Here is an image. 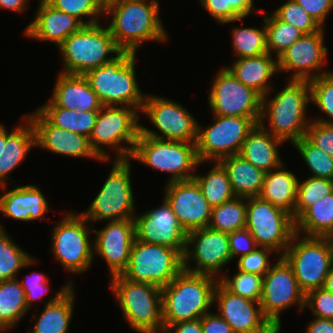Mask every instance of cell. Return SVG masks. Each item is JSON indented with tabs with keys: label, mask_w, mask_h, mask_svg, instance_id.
Instances as JSON below:
<instances>
[{
	"label": "cell",
	"mask_w": 333,
	"mask_h": 333,
	"mask_svg": "<svg viewBox=\"0 0 333 333\" xmlns=\"http://www.w3.org/2000/svg\"><path fill=\"white\" fill-rule=\"evenodd\" d=\"M159 5L154 0H123L104 9V16L110 17V34L122 51L137 54L143 42L169 39L159 16Z\"/></svg>",
	"instance_id": "obj_1"
},
{
	"label": "cell",
	"mask_w": 333,
	"mask_h": 333,
	"mask_svg": "<svg viewBox=\"0 0 333 333\" xmlns=\"http://www.w3.org/2000/svg\"><path fill=\"white\" fill-rule=\"evenodd\" d=\"M288 80L282 90L271 89L262 97L259 124L284 143H294L305 137L310 121L307 119V105L310 104V84L306 80ZM266 121L267 126H266Z\"/></svg>",
	"instance_id": "obj_2"
},
{
	"label": "cell",
	"mask_w": 333,
	"mask_h": 333,
	"mask_svg": "<svg viewBox=\"0 0 333 333\" xmlns=\"http://www.w3.org/2000/svg\"><path fill=\"white\" fill-rule=\"evenodd\" d=\"M219 279L183 269L168 285L162 287L164 330L171 324L201 318L210 312L214 290Z\"/></svg>",
	"instance_id": "obj_3"
},
{
	"label": "cell",
	"mask_w": 333,
	"mask_h": 333,
	"mask_svg": "<svg viewBox=\"0 0 333 333\" xmlns=\"http://www.w3.org/2000/svg\"><path fill=\"white\" fill-rule=\"evenodd\" d=\"M136 56L130 51H121L84 75L103 106H128L141 111L146 94L143 95L138 85Z\"/></svg>",
	"instance_id": "obj_4"
},
{
	"label": "cell",
	"mask_w": 333,
	"mask_h": 333,
	"mask_svg": "<svg viewBox=\"0 0 333 333\" xmlns=\"http://www.w3.org/2000/svg\"><path fill=\"white\" fill-rule=\"evenodd\" d=\"M139 112L133 107L115 105L98 111L89 143L101 160L110 161L107 146L115 150L114 159H130L140 133Z\"/></svg>",
	"instance_id": "obj_5"
},
{
	"label": "cell",
	"mask_w": 333,
	"mask_h": 333,
	"mask_svg": "<svg viewBox=\"0 0 333 333\" xmlns=\"http://www.w3.org/2000/svg\"><path fill=\"white\" fill-rule=\"evenodd\" d=\"M110 289L123 319L139 333H163L162 288L133 282L122 275L112 277Z\"/></svg>",
	"instance_id": "obj_6"
},
{
	"label": "cell",
	"mask_w": 333,
	"mask_h": 333,
	"mask_svg": "<svg viewBox=\"0 0 333 333\" xmlns=\"http://www.w3.org/2000/svg\"><path fill=\"white\" fill-rule=\"evenodd\" d=\"M65 74L85 75L112 60L122 50L116 45L109 28L95 23L84 25L58 46ZM112 54V55H110Z\"/></svg>",
	"instance_id": "obj_7"
},
{
	"label": "cell",
	"mask_w": 333,
	"mask_h": 333,
	"mask_svg": "<svg viewBox=\"0 0 333 333\" xmlns=\"http://www.w3.org/2000/svg\"><path fill=\"white\" fill-rule=\"evenodd\" d=\"M130 160L171 174L166 183L193 179L199 165L208 163L199 161L195 143L161 140L141 133Z\"/></svg>",
	"instance_id": "obj_8"
},
{
	"label": "cell",
	"mask_w": 333,
	"mask_h": 333,
	"mask_svg": "<svg viewBox=\"0 0 333 333\" xmlns=\"http://www.w3.org/2000/svg\"><path fill=\"white\" fill-rule=\"evenodd\" d=\"M282 257L291 266L299 288L308 292L324 287L333 265V244L328 237L294 233Z\"/></svg>",
	"instance_id": "obj_9"
},
{
	"label": "cell",
	"mask_w": 333,
	"mask_h": 333,
	"mask_svg": "<svg viewBox=\"0 0 333 333\" xmlns=\"http://www.w3.org/2000/svg\"><path fill=\"white\" fill-rule=\"evenodd\" d=\"M108 178L86 211L80 214L90 223L133 219L135 200L131 182V160L112 159Z\"/></svg>",
	"instance_id": "obj_10"
},
{
	"label": "cell",
	"mask_w": 333,
	"mask_h": 333,
	"mask_svg": "<svg viewBox=\"0 0 333 333\" xmlns=\"http://www.w3.org/2000/svg\"><path fill=\"white\" fill-rule=\"evenodd\" d=\"M90 225L77 211H68L51 230L50 250L63 269L72 275L83 274L93 263V242L89 238L93 228Z\"/></svg>",
	"instance_id": "obj_11"
},
{
	"label": "cell",
	"mask_w": 333,
	"mask_h": 333,
	"mask_svg": "<svg viewBox=\"0 0 333 333\" xmlns=\"http://www.w3.org/2000/svg\"><path fill=\"white\" fill-rule=\"evenodd\" d=\"M183 270V256L164 245L134 240L130 259L122 276L133 282L164 287Z\"/></svg>",
	"instance_id": "obj_12"
},
{
	"label": "cell",
	"mask_w": 333,
	"mask_h": 333,
	"mask_svg": "<svg viewBox=\"0 0 333 333\" xmlns=\"http://www.w3.org/2000/svg\"><path fill=\"white\" fill-rule=\"evenodd\" d=\"M213 124L198 123L196 152L199 161L214 162L239 154L249 132L259 119L213 115Z\"/></svg>",
	"instance_id": "obj_13"
},
{
	"label": "cell",
	"mask_w": 333,
	"mask_h": 333,
	"mask_svg": "<svg viewBox=\"0 0 333 333\" xmlns=\"http://www.w3.org/2000/svg\"><path fill=\"white\" fill-rule=\"evenodd\" d=\"M245 228L258 247L270 248L282 256L295 233V221L284 209L256 196L247 198Z\"/></svg>",
	"instance_id": "obj_14"
},
{
	"label": "cell",
	"mask_w": 333,
	"mask_h": 333,
	"mask_svg": "<svg viewBox=\"0 0 333 333\" xmlns=\"http://www.w3.org/2000/svg\"><path fill=\"white\" fill-rule=\"evenodd\" d=\"M179 103L157 95H146L141 112L147 115L158 133L142 124L140 133L161 140L196 143L198 121Z\"/></svg>",
	"instance_id": "obj_15"
},
{
	"label": "cell",
	"mask_w": 333,
	"mask_h": 333,
	"mask_svg": "<svg viewBox=\"0 0 333 333\" xmlns=\"http://www.w3.org/2000/svg\"><path fill=\"white\" fill-rule=\"evenodd\" d=\"M260 305L264 316L281 332L280 315L287 308L296 306L303 311L305 294L299 288L297 279L288 262L280 256L263 276Z\"/></svg>",
	"instance_id": "obj_16"
},
{
	"label": "cell",
	"mask_w": 333,
	"mask_h": 333,
	"mask_svg": "<svg viewBox=\"0 0 333 333\" xmlns=\"http://www.w3.org/2000/svg\"><path fill=\"white\" fill-rule=\"evenodd\" d=\"M211 82L208 104L213 115L260 119L262 96L221 67Z\"/></svg>",
	"instance_id": "obj_17"
},
{
	"label": "cell",
	"mask_w": 333,
	"mask_h": 333,
	"mask_svg": "<svg viewBox=\"0 0 333 333\" xmlns=\"http://www.w3.org/2000/svg\"><path fill=\"white\" fill-rule=\"evenodd\" d=\"M232 261L228 233L209 227L187 233L186 250L183 255V269L216 278L222 277V268ZM195 263V267L189 264ZM220 274V275H219Z\"/></svg>",
	"instance_id": "obj_18"
},
{
	"label": "cell",
	"mask_w": 333,
	"mask_h": 333,
	"mask_svg": "<svg viewBox=\"0 0 333 333\" xmlns=\"http://www.w3.org/2000/svg\"><path fill=\"white\" fill-rule=\"evenodd\" d=\"M325 29L309 34H303L287 50L278 61L279 74L292 72L289 80H306L318 78L330 72L323 70L327 58L328 48L324 44ZM294 71V72H293Z\"/></svg>",
	"instance_id": "obj_19"
},
{
	"label": "cell",
	"mask_w": 333,
	"mask_h": 333,
	"mask_svg": "<svg viewBox=\"0 0 333 333\" xmlns=\"http://www.w3.org/2000/svg\"><path fill=\"white\" fill-rule=\"evenodd\" d=\"M135 239L147 244L176 249L182 256L186 250L187 232L178 223L173 210L163 198L157 208L134 216Z\"/></svg>",
	"instance_id": "obj_20"
},
{
	"label": "cell",
	"mask_w": 333,
	"mask_h": 333,
	"mask_svg": "<svg viewBox=\"0 0 333 333\" xmlns=\"http://www.w3.org/2000/svg\"><path fill=\"white\" fill-rule=\"evenodd\" d=\"M213 305L234 333H280L264 316L259 302L231 293L220 282L214 290Z\"/></svg>",
	"instance_id": "obj_21"
},
{
	"label": "cell",
	"mask_w": 333,
	"mask_h": 333,
	"mask_svg": "<svg viewBox=\"0 0 333 333\" xmlns=\"http://www.w3.org/2000/svg\"><path fill=\"white\" fill-rule=\"evenodd\" d=\"M164 189V199L187 233L208 227L212 207L194 179L169 182Z\"/></svg>",
	"instance_id": "obj_22"
},
{
	"label": "cell",
	"mask_w": 333,
	"mask_h": 333,
	"mask_svg": "<svg viewBox=\"0 0 333 333\" xmlns=\"http://www.w3.org/2000/svg\"><path fill=\"white\" fill-rule=\"evenodd\" d=\"M93 241L94 260L101 256L109 268L110 278L122 275L126 270L131 248L135 240L134 219L107 222L101 230H95Z\"/></svg>",
	"instance_id": "obj_23"
},
{
	"label": "cell",
	"mask_w": 333,
	"mask_h": 333,
	"mask_svg": "<svg viewBox=\"0 0 333 333\" xmlns=\"http://www.w3.org/2000/svg\"><path fill=\"white\" fill-rule=\"evenodd\" d=\"M26 116L33 123L36 133V147L55 154L77 158L101 160L92 150L89 138L50 124L37 110Z\"/></svg>",
	"instance_id": "obj_24"
},
{
	"label": "cell",
	"mask_w": 333,
	"mask_h": 333,
	"mask_svg": "<svg viewBox=\"0 0 333 333\" xmlns=\"http://www.w3.org/2000/svg\"><path fill=\"white\" fill-rule=\"evenodd\" d=\"M38 5L32 22L23 31L26 37L48 41L58 47L84 26L77 18L54 8L46 0H39Z\"/></svg>",
	"instance_id": "obj_25"
},
{
	"label": "cell",
	"mask_w": 333,
	"mask_h": 333,
	"mask_svg": "<svg viewBox=\"0 0 333 333\" xmlns=\"http://www.w3.org/2000/svg\"><path fill=\"white\" fill-rule=\"evenodd\" d=\"M4 193L0 195V213L14 220L30 222L43 220L48 208L44 193L36 185H17L8 189L7 185L0 186Z\"/></svg>",
	"instance_id": "obj_26"
},
{
	"label": "cell",
	"mask_w": 333,
	"mask_h": 333,
	"mask_svg": "<svg viewBox=\"0 0 333 333\" xmlns=\"http://www.w3.org/2000/svg\"><path fill=\"white\" fill-rule=\"evenodd\" d=\"M72 281L66 282L45 302L39 316L33 317L35 324L32 331L28 330L27 333H68L76 301Z\"/></svg>",
	"instance_id": "obj_27"
},
{
	"label": "cell",
	"mask_w": 333,
	"mask_h": 333,
	"mask_svg": "<svg viewBox=\"0 0 333 333\" xmlns=\"http://www.w3.org/2000/svg\"><path fill=\"white\" fill-rule=\"evenodd\" d=\"M50 100L61 108L78 112L99 111L103 105L84 75L59 72Z\"/></svg>",
	"instance_id": "obj_28"
},
{
	"label": "cell",
	"mask_w": 333,
	"mask_h": 333,
	"mask_svg": "<svg viewBox=\"0 0 333 333\" xmlns=\"http://www.w3.org/2000/svg\"><path fill=\"white\" fill-rule=\"evenodd\" d=\"M22 122L9 133L6 129V143L0 153V186L7 185L9 174L16 167H19L31 149L36 147V133L33 123L26 114L22 116Z\"/></svg>",
	"instance_id": "obj_29"
},
{
	"label": "cell",
	"mask_w": 333,
	"mask_h": 333,
	"mask_svg": "<svg viewBox=\"0 0 333 333\" xmlns=\"http://www.w3.org/2000/svg\"><path fill=\"white\" fill-rule=\"evenodd\" d=\"M283 143L258 123L246 137L239 155L265 173L270 172L284 163L278 152Z\"/></svg>",
	"instance_id": "obj_30"
},
{
	"label": "cell",
	"mask_w": 333,
	"mask_h": 333,
	"mask_svg": "<svg viewBox=\"0 0 333 333\" xmlns=\"http://www.w3.org/2000/svg\"><path fill=\"white\" fill-rule=\"evenodd\" d=\"M269 53L256 57L235 59L227 68L244 85L254 89L262 97L273 89L270 78L278 75V61Z\"/></svg>",
	"instance_id": "obj_31"
},
{
	"label": "cell",
	"mask_w": 333,
	"mask_h": 333,
	"mask_svg": "<svg viewBox=\"0 0 333 333\" xmlns=\"http://www.w3.org/2000/svg\"><path fill=\"white\" fill-rule=\"evenodd\" d=\"M285 168L283 163L279 168L265 173L259 197L284 209L294 220L298 178Z\"/></svg>",
	"instance_id": "obj_32"
},
{
	"label": "cell",
	"mask_w": 333,
	"mask_h": 333,
	"mask_svg": "<svg viewBox=\"0 0 333 333\" xmlns=\"http://www.w3.org/2000/svg\"><path fill=\"white\" fill-rule=\"evenodd\" d=\"M218 162L227 171L236 197L259 196L265 176L263 170L256 168L239 154L223 157Z\"/></svg>",
	"instance_id": "obj_33"
},
{
	"label": "cell",
	"mask_w": 333,
	"mask_h": 333,
	"mask_svg": "<svg viewBox=\"0 0 333 333\" xmlns=\"http://www.w3.org/2000/svg\"><path fill=\"white\" fill-rule=\"evenodd\" d=\"M295 232L328 237L333 232V193L309 206L296 220Z\"/></svg>",
	"instance_id": "obj_34"
},
{
	"label": "cell",
	"mask_w": 333,
	"mask_h": 333,
	"mask_svg": "<svg viewBox=\"0 0 333 333\" xmlns=\"http://www.w3.org/2000/svg\"><path fill=\"white\" fill-rule=\"evenodd\" d=\"M28 311L20 279L0 281V333L15 328Z\"/></svg>",
	"instance_id": "obj_35"
},
{
	"label": "cell",
	"mask_w": 333,
	"mask_h": 333,
	"mask_svg": "<svg viewBox=\"0 0 333 333\" xmlns=\"http://www.w3.org/2000/svg\"><path fill=\"white\" fill-rule=\"evenodd\" d=\"M36 110L55 127L82 134L88 138L98 115V111L78 112L57 107L50 99Z\"/></svg>",
	"instance_id": "obj_36"
},
{
	"label": "cell",
	"mask_w": 333,
	"mask_h": 333,
	"mask_svg": "<svg viewBox=\"0 0 333 333\" xmlns=\"http://www.w3.org/2000/svg\"><path fill=\"white\" fill-rule=\"evenodd\" d=\"M212 163L213 167L205 175L196 173L193 179L199 185L208 204L215 207L236 196L232 191L227 171L218 161Z\"/></svg>",
	"instance_id": "obj_37"
},
{
	"label": "cell",
	"mask_w": 333,
	"mask_h": 333,
	"mask_svg": "<svg viewBox=\"0 0 333 333\" xmlns=\"http://www.w3.org/2000/svg\"><path fill=\"white\" fill-rule=\"evenodd\" d=\"M246 213L247 198L234 197L221 205L212 207L208 227L225 233L245 229Z\"/></svg>",
	"instance_id": "obj_38"
},
{
	"label": "cell",
	"mask_w": 333,
	"mask_h": 333,
	"mask_svg": "<svg viewBox=\"0 0 333 333\" xmlns=\"http://www.w3.org/2000/svg\"><path fill=\"white\" fill-rule=\"evenodd\" d=\"M36 259L30 256L10 238L4 226L0 225V281L18 278L24 267L35 265Z\"/></svg>",
	"instance_id": "obj_39"
},
{
	"label": "cell",
	"mask_w": 333,
	"mask_h": 333,
	"mask_svg": "<svg viewBox=\"0 0 333 333\" xmlns=\"http://www.w3.org/2000/svg\"><path fill=\"white\" fill-rule=\"evenodd\" d=\"M260 13H267L263 19L266 27L267 51L278 59L304 33L289 23L278 20L264 9H260Z\"/></svg>",
	"instance_id": "obj_40"
},
{
	"label": "cell",
	"mask_w": 333,
	"mask_h": 333,
	"mask_svg": "<svg viewBox=\"0 0 333 333\" xmlns=\"http://www.w3.org/2000/svg\"><path fill=\"white\" fill-rule=\"evenodd\" d=\"M263 24L260 28L233 27L231 31L232 47L237 59L268 53L265 22Z\"/></svg>",
	"instance_id": "obj_41"
},
{
	"label": "cell",
	"mask_w": 333,
	"mask_h": 333,
	"mask_svg": "<svg viewBox=\"0 0 333 333\" xmlns=\"http://www.w3.org/2000/svg\"><path fill=\"white\" fill-rule=\"evenodd\" d=\"M298 179L294 221L312 204L333 193V180L310 177L303 182Z\"/></svg>",
	"instance_id": "obj_42"
},
{
	"label": "cell",
	"mask_w": 333,
	"mask_h": 333,
	"mask_svg": "<svg viewBox=\"0 0 333 333\" xmlns=\"http://www.w3.org/2000/svg\"><path fill=\"white\" fill-rule=\"evenodd\" d=\"M304 163L309 167L310 177L328 178L333 180V157L317 148L305 137L293 143Z\"/></svg>",
	"instance_id": "obj_43"
},
{
	"label": "cell",
	"mask_w": 333,
	"mask_h": 333,
	"mask_svg": "<svg viewBox=\"0 0 333 333\" xmlns=\"http://www.w3.org/2000/svg\"><path fill=\"white\" fill-rule=\"evenodd\" d=\"M309 84L310 102L325 115L313 118V121L333 124V71L310 80Z\"/></svg>",
	"instance_id": "obj_44"
},
{
	"label": "cell",
	"mask_w": 333,
	"mask_h": 333,
	"mask_svg": "<svg viewBox=\"0 0 333 333\" xmlns=\"http://www.w3.org/2000/svg\"><path fill=\"white\" fill-rule=\"evenodd\" d=\"M219 282L231 293L260 302L262 296L263 276L246 273L237 269L233 277L223 274Z\"/></svg>",
	"instance_id": "obj_45"
},
{
	"label": "cell",
	"mask_w": 333,
	"mask_h": 333,
	"mask_svg": "<svg viewBox=\"0 0 333 333\" xmlns=\"http://www.w3.org/2000/svg\"><path fill=\"white\" fill-rule=\"evenodd\" d=\"M54 8L77 18L83 25L98 23L104 16L100 0H46ZM87 18L88 20H84Z\"/></svg>",
	"instance_id": "obj_46"
},
{
	"label": "cell",
	"mask_w": 333,
	"mask_h": 333,
	"mask_svg": "<svg viewBox=\"0 0 333 333\" xmlns=\"http://www.w3.org/2000/svg\"><path fill=\"white\" fill-rule=\"evenodd\" d=\"M272 14L283 22L296 27L304 34L317 32L322 27L295 0H288Z\"/></svg>",
	"instance_id": "obj_47"
},
{
	"label": "cell",
	"mask_w": 333,
	"mask_h": 333,
	"mask_svg": "<svg viewBox=\"0 0 333 333\" xmlns=\"http://www.w3.org/2000/svg\"><path fill=\"white\" fill-rule=\"evenodd\" d=\"M272 253L276 254L270 248L257 247L254 251L238 258L237 269L246 273L264 276L273 263L271 258H269Z\"/></svg>",
	"instance_id": "obj_48"
},
{
	"label": "cell",
	"mask_w": 333,
	"mask_h": 333,
	"mask_svg": "<svg viewBox=\"0 0 333 333\" xmlns=\"http://www.w3.org/2000/svg\"><path fill=\"white\" fill-rule=\"evenodd\" d=\"M48 275L41 272H32L20 281L21 287L25 292L27 307L30 310L36 300L42 301L48 292H50Z\"/></svg>",
	"instance_id": "obj_49"
},
{
	"label": "cell",
	"mask_w": 333,
	"mask_h": 333,
	"mask_svg": "<svg viewBox=\"0 0 333 333\" xmlns=\"http://www.w3.org/2000/svg\"><path fill=\"white\" fill-rule=\"evenodd\" d=\"M304 308H309L315 317L333 319V293L323 287L308 292Z\"/></svg>",
	"instance_id": "obj_50"
},
{
	"label": "cell",
	"mask_w": 333,
	"mask_h": 333,
	"mask_svg": "<svg viewBox=\"0 0 333 333\" xmlns=\"http://www.w3.org/2000/svg\"><path fill=\"white\" fill-rule=\"evenodd\" d=\"M305 138L333 157V124L311 120L307 126Z\"/></svg>",
	"instance_id": "obj_51"
},
{
	"label": "cell",
	"mask_w": 333,
	"mask_h": 333,
	"mask_svg": "<svg viewBox=\"0 0 333 333\" xmlns=\"http://www.w3.org/2000/svg\"><path fill=\"white\" fill-rule=\"evenodd\" d=\"M199 3L218 24L244 20L231 9L229 0H199Z\"/></svg>",
	"instance_id": "obj_52"
},
{
	"label": "cell",
	"mask_w": 333,
	"mask_h": 333,
	"mask_svg": "<svg viewBox=\"0 0 333 333\" xmlns=\"http://www.w3.org/2000/svg\"><path fill=\"white\" fill-rule=\"evenodd\" d=\"M231 258H240L254 251L258 246L248 229L228 233Z\"/></svg>",
	"instance_id": "obj_53"
},
{
	"label": "cell",
	"mask_w": 333,
	"mask_h": 333,
	"mask_svg": "<svg viewBox=\"0 0 333 333\" xmlns=\"http://www.w3.org/2000/svg\"><path fill=\"white\" fill-rule=\"evenodd\" d=\"M322 27L333 10V0H295Z\"/></svg>",
	"instance_id": "obj_54"
},
{
	"label": "cell",
	"mask_w": 333,
	"mask_h": 333,
	"mask_svg": "<svg viewBox=\"0 0 333 333\" xmlns=\"http://www.w3.org/2000/svg\"><path fill=\"white\" fill-rule=\"evenodd\" d=\"M202 333H234L231 326L217 313L211 311L201 317Z\"/></svg>",
	"instance_id": "obj_55"
},
{
	"label": "cell",
	"mask_w": 333,
	"mask_h": 333,
	"mask_svg": "<svg viewBox=\"0 0 333 333\" xmlns=\"http://www.w3.org/2000/svg\"><path fill=\"white\" fill-rule=\"evenodd\" d=\"M163 333H202L201 318L171 324Z\"/></svg>",
	"instance_id": "obj_56"
},
{
	"label": "cell",
	"mask_w": 333,
	"mask_h": 333,
	"mask_svg": "<svg viewBox=\"0 0 333 333\" xmlns=\"http://www.w3.org/2000/svg\"><path fill=\"white\" fill-rule=\"evenodd\" d=\"M306 333H333V319L314 316L307 325Z\"/></svg>",
	"instance_id": "obj_57"
},
{
	"label": "cell",
	"mask_w": 333,
	"mask_h": 333,
	"mask_svg": "<svg viewBox=\"0 0 333 333\" xmlns=\"http://www.w3.org/2000/svg\"><path fill=\"white\" fill-rule=\"evenodd\" d=\"M231 9L240 17L246 18L253 12L257 13L254 0H229Z\"/></svg>",
	"instance_id": "obj_58"
},
{
	"label": "cell",
	"mask_w": 333,
	"mask_h": 333,
	"mask_svg": "<svg viewBox=\"0 0 333 333\" xmlns=\"http://www.w3.org/2000/svg\"><path fill=\"white\" fill-rule=\"evenodd\" d=\"M29 0H0V9L14 11V13H24L29 7Z\"/></svg>",
	"instance_id": "obj_59"
},
{
	"label": "cell",
	"mask_w": 333,
	"mask_h": 333,
	"mask_svg": "<svg viewBox=\"0 0 333 333\" xmlns=\"http://www.w3.org/2000/svg\"><path fill=\"white\" fill-rule=\"evenodd\" d=\"M323 288L333 293V265L331 266V269L326 277V281Z\"/></svg>",
	"instance_id": "obj_60"
},
{
	"label": "cell",
	"mask_w": 333,
	"mask_h": 333,
	"mask_svg": "<svg viewBox=\"0 0 333 333\" xmlns=\"http://www.w3.org/2000/svg\"><path fill=\"white\" fill-rule=\"evenodd\" d=\"M6 143V127L3 124H0V153L2 148L5 147Z\"/></svg>",
	"instance_id": "obj_61"
},
{
	"label": "cell",
	"mask_w": 333,
	"mask_h": 333,
	"mask_svg": "<svg viewBox=\"0 0 333 333\" xmlns=\"http://www.w3.org/2000/svg\"><path fill=\"white\" fill-rule=\"evenodd\" d=\"M120 1H123V0H100L101 5L104 9L107 8L108 6H110L114 3L120 2Z\"/></svg>",
	"instance_id": "obj_62"
},
{
	"label": "cell",
	"mask_w": 333,
	"mask_h": 333,
	"mask_svg": "<svg viewBox=\"0 0 333 333\" xmlns=\"http://www.w3.org/2000/svg\"><path fill=\"white\" fill-rule=\"evenodd\" d=\"M328 239L331 241V243L333 244V232L328 236Z\"/></svg>",
	"instance_id": "obj_63"
}]
</instances>
